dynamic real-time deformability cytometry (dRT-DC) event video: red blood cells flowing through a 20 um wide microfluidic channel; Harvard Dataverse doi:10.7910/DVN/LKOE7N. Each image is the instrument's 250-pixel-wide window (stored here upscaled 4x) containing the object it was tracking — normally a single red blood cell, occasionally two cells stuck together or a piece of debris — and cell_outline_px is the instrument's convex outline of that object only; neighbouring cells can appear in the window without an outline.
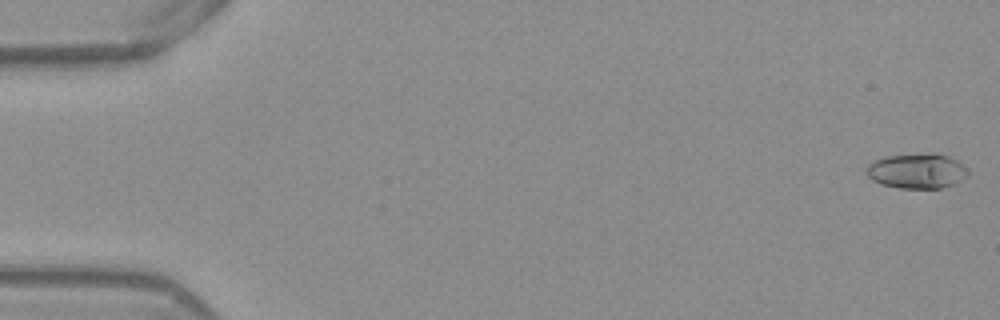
{"species": "Egyptian fruit bat (a non-hibernating species)", "species_latin": "Rousettus aegyptiacus", "temperature_condition": "warm", "stored_images_in_passage": 53, "camera_frame_rate_fps": 3000, "um_per_image_px": 0.085, "frame": {"image": 1, "passage_image": 1, "time_ms": 0.0, "image_size_px": [1000, 320], "cell_outline_px": [[968, 176], [952, 184], [940, 188], [900, 188], [880, 184], [872, 180], [864, 172], [864, 168], [872, 160], [884, 156], [932, 152], [936, 152], [948, 156], [964, 164], [968, 168]], "centroid_in_image_um": [77.9, 14.51], "position_along_channel_um": 7.1, "area_um2": 21.21}}
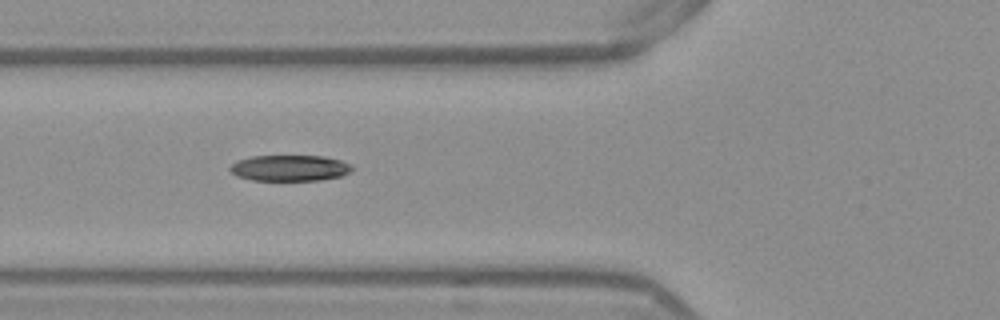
{"frame": {"image": 2, "passage_image": 20, "time_ms": 6.333, "image_size_px": [1000, 320], "cell_outline_px": [[352, 172], [340, 176], [320, 180], [252, 180], [236, 176], [228, 168], [236, 160], [252, 156], [324, 156], [340, 160], [352, 164]], "centroid_in_image_um": [24.63, 14.28], "position_along_channel_um": 101.2, "area_um2": 18.55}}
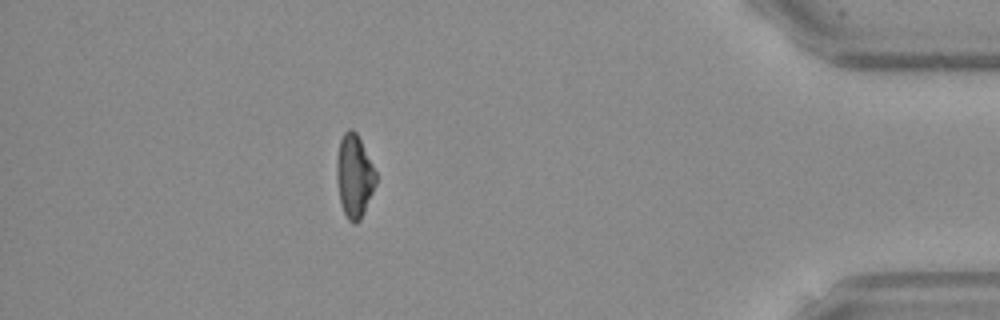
{"frame": {"image": 3, "passage_image": 47, "time_ms": 15.333, "image_size_px": [1000, 320], "cell_outline_px": [[376, 184], [364, 212], [360, 220], [356, 224], [352, 224], [348, 220], [340, 204], [336, 180], [336, 160], [340, 140], [344, 132], [348, 128], [352, 128], [356, 132], [376, 172]], "centroid_in_image_um": [30.09, 14.98], "position_along_channel_um": 405.1, "area_um2": 19.07}, "authors_computed_cell_mechanics": {"area_um2": 19.652, "velocity_mm_per_s": 3.8852, "shape_relaxation_time_tau1_ms": 4.5037, "shape_relaxation_time_tau2_ms": 4.1979, "deformation_change_tau1": 0.1798, "deformation_change_tau2": 0.097}}